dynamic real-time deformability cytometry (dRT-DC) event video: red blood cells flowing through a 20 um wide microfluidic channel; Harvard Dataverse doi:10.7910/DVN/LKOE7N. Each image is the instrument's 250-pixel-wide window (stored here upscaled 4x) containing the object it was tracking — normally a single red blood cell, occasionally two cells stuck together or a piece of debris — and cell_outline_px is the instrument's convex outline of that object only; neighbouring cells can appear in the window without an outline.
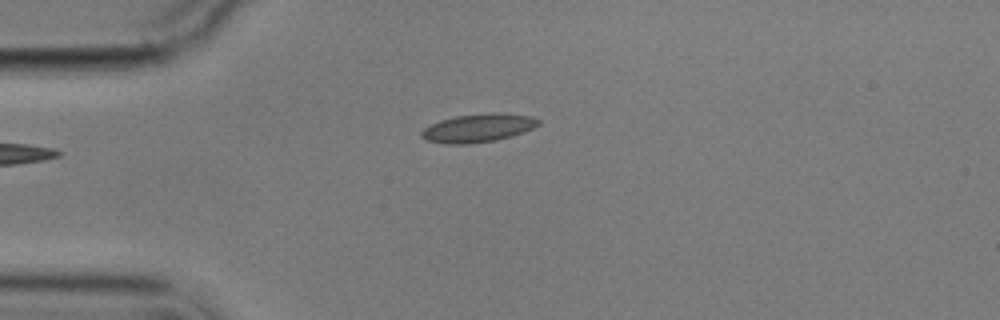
{"species": "common noctule bat (a hibernating species)", "species_latin": "Nyctalus noctula", "temperature_condition": "cold", "stored_images_in_passage": 6, "camera_frame_rate_fps": 3000, "um_per_image_px": 0.085, "animal": {"sex": "male", "body_mass_g": 17.9}, "frame": {"image": 1, "passage_image": 6, "time_ms": 6.333, "image_size_px": [1000, 320], "cell_outline_px": [[540, 124], [532, 128], [512, 136], [496, 140], [468, 144], [444, 144], [424, 140], [420, 136], [420, 132], [424, 128], [440, 120], [456, 116], [492, 112], [528, 116], [540, 120]], "centroid_in_image_um": [40.58, 10.89], "position_along_channel_um": 44.4, "area_um2": 19.25}}